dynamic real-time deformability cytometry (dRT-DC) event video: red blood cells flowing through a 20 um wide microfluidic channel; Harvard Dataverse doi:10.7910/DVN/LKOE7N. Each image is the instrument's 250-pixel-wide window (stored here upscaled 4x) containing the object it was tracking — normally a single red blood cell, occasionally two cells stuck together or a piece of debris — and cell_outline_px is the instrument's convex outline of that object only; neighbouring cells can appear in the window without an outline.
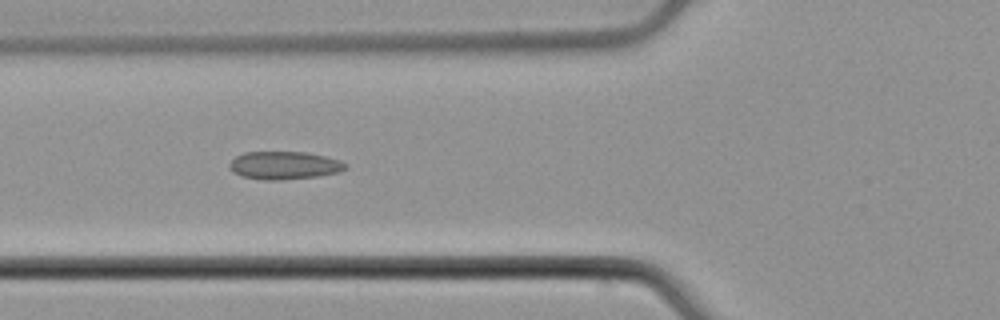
{"species": "common noctule bat (a hibernating species)", "species_latin": "Nyctalus noctula", "temperature_condition": "cold", "stored_images_in_passage": 4, "camera_frame_rate_fps": 3000, "um_per_image_px": 0.085, "animal": {"sex": "male", "body_mass_g": 21.5, "forearm_length_mm": 52.0}, "frame": {"image": 1, "passage_image": 2, "time_ms": 0.333, "image_size_px": [1000, 320], "cell_outline_px": [[348, 168], [340, 172], [320, 176], [280, 180], [264, 180], [244, 176], [232, 172], [228, 164], [236, 156], [244, 152], [308, 152], [340, 160], [348, 164]], "centroid_in_image_um": [24.2, 14.05], "position_along_channel_um": 101.6, "area_um2": 19.02}}
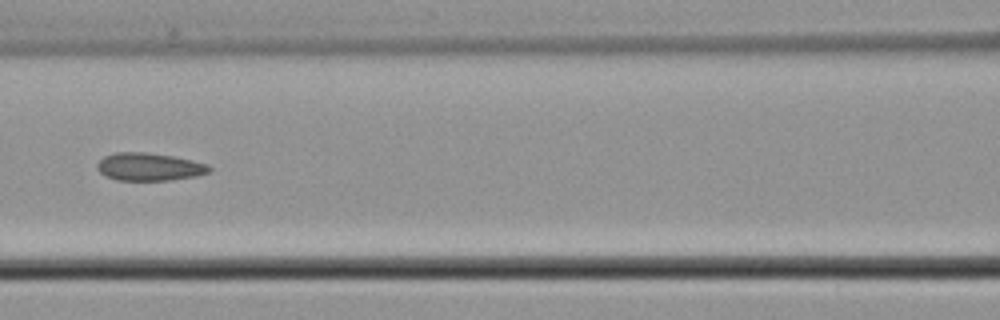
{"frame": {"image": 2, "passage_image": 3, "time_ms": 0.667, "image_size_px": [1000, 320], "cell_outline_px": [[212, 168], [208, 172], [196, 176], [168, 180], [116, 180], [104, 176], [96, 168], [96, 164], [104, 156], [116, 152], [144, 152], [172, 156], [192, 160], [208, 164]], "centroid_in_image_um": [12.65, 14.18], "position_along_channel_um": 153.9, "area_um2": 18.15}}
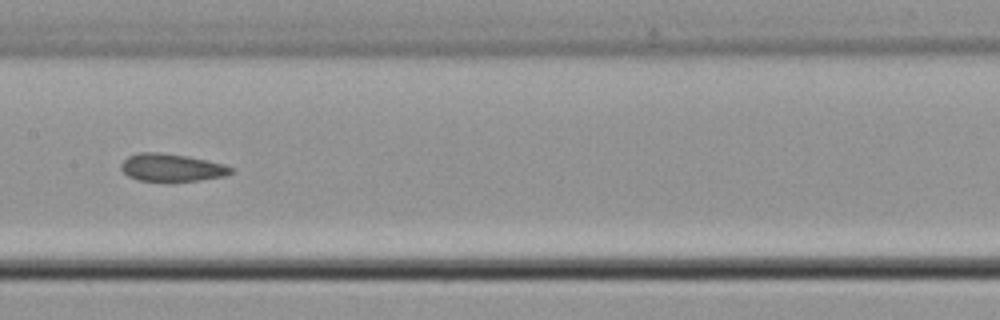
{"frame": {"image": 3, "passage_image": 4, "time_ms": 1.0, "image_size_px": [1000, 320], "cell_outline_px": [[232, 172], [224, 176], [200, 180], [172, 184], [168, 184], [140, 180], [128, 176], [120, 168], [120, 164], [128, 156], [136, 152], [160, 152], [188, 156], [224, 164], [232, 168]], "centroid_in_image_um": [14.55, 14.28], "position_along_channel_um": 192.8, "area_um2": 18.38}}